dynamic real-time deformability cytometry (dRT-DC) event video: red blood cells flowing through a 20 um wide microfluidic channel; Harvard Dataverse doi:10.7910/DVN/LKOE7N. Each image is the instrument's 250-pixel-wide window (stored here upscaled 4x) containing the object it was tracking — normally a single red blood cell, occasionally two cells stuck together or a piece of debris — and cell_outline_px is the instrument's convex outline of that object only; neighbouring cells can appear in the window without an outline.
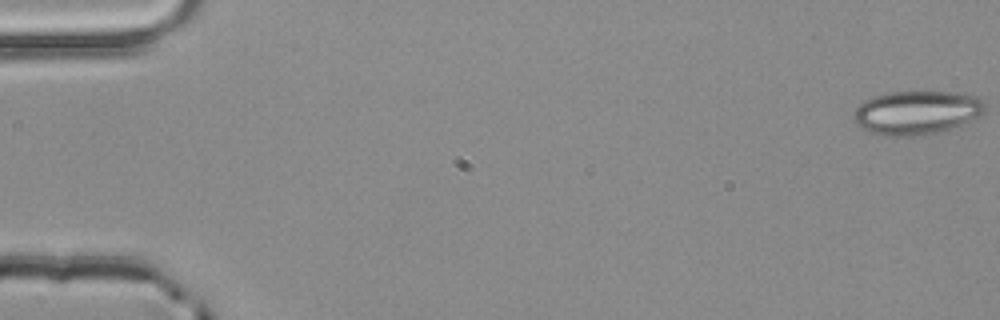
{"species": "common noctule bat (a hibernating species)", "species_latin": "Nyctalus noctula", "temperature_condition": "room temperature", "stored_images_in_passage": 4, "camera_frame_rate_fps": 3000, "um_per_image_px": 0.085, "animal": {"sex": "male", "body_mass_g": 20.4}, "frame": {"image": 1, "passage_image": 1, "time_ms": 0.0, "image_size_px": [1000, 320], "cell_outline_px": [[984, 112], [960, 124], [940, 132], [928, 136], [884, 136], [860, 128], [856, 124], [852, 116], [856, 108], [864, 100], [872, 96], [888, 92], [952, 92], [976, 96], [984, 100]], "centroid_in_image_um": [77.86, 9.57], "position_along_channel_um": 7.1, "area_um2": 33.52}}
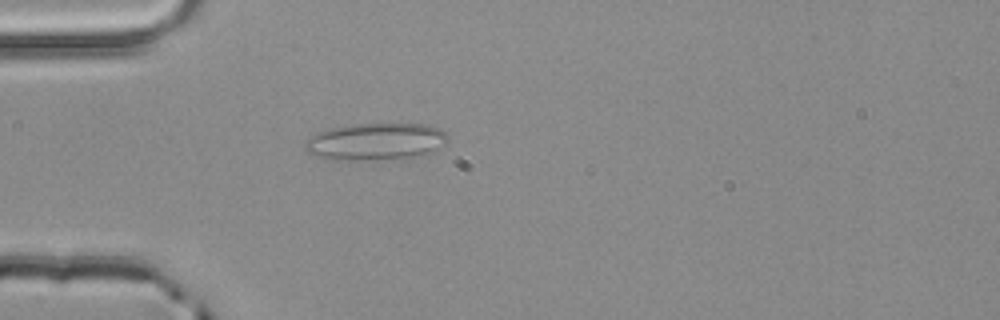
{"frame": {"image": 2, "passage_image": 4, "time_ms": 1.0, "image_size_px": [1000, 320], "cell_outline_px": [[448, 140], [444, 144], [428, 152], [400, 160], [332, 160], [316, 156], [308, 152], [304, 148], [304, 144], [316, 132], [328, 128], [352, 124], [424, 124], [436, 128], [444, 132], [448, 136]], "centroid_in_image_um": [31.88, 12.05], "position_along_channel_um": 53.1, "area_um2": 30.98}}